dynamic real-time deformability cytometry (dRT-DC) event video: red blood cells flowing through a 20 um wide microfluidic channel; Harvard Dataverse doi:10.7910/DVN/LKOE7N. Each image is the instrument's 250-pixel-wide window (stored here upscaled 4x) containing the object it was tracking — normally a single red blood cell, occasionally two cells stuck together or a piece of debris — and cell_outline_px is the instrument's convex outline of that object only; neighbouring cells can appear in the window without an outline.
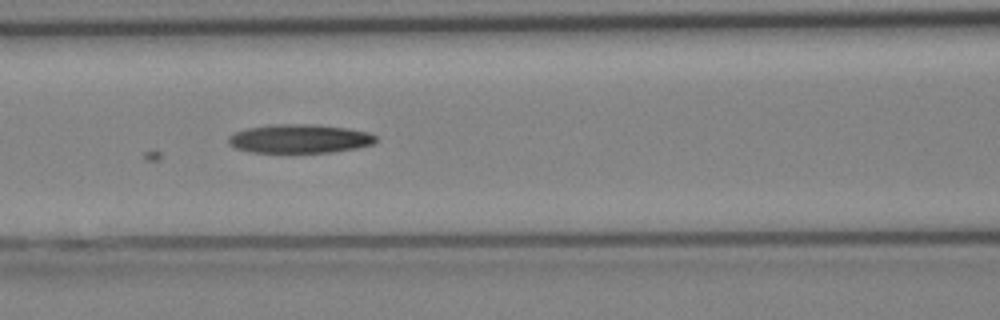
{"species": "Egyptian fruit bat (a non-hibernating species)", "species_latin": "Rousettus aegyptiacus", "temperature_condition": "cold", "stored_images_in_passage": 30, "camera_frame_rate_fps": 3000, "um_per_image_px": 0.085, "animal": {"sex": "female"}, "frame": {"image": 1, "passage_image": 11, "time_ms": 3.333, "image_size_px": [1000, 320], "cell_outline_px": [[376, 140], [372, 144], [356, 148], [332, 152], [252, 152], [236, 148], [228, 144], [228, 136], [236, 132], [248, 128], [276, 124], [312, 124], [348, 128], [368, 132], [376, 136]], "centroid_in_image_um": [25.46, 11.79], "position_along_channel_um": 141.1, "area_um2": 24.57}}
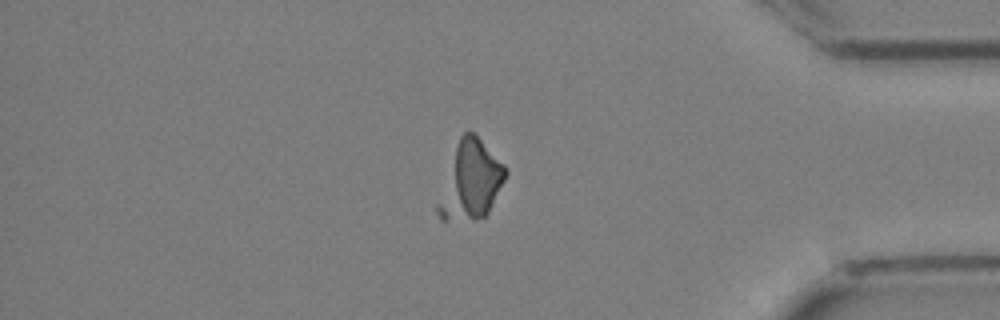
{"frame": {"image": 2, "passage_image": 25, "time_ms": 8.0, "image_size_px": [1000, 320], "cell_outline_px": [[508, 172], [488, 212], [484, 216], [476, 220], [440, 220], [436, 212], [436, 204], [460, 136], [464, 132], [472, 132], [508, 168]], "centroid_in_image_um": [39.99, 15.4], "position_along_channel_um": 395.2, "area_um2": 30.0}}
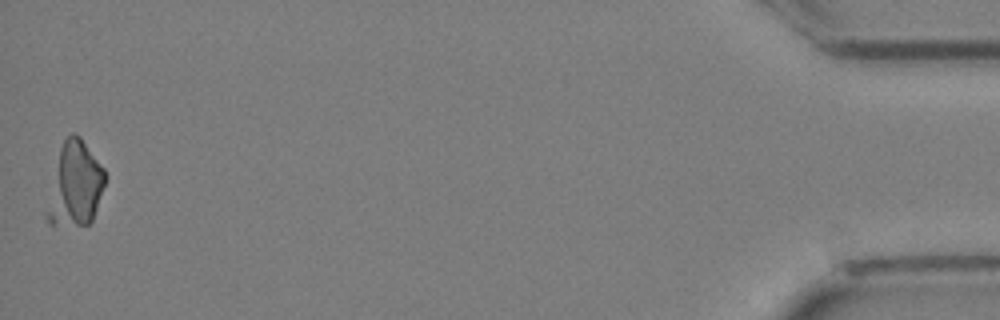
{"frame": {"image": 3, "passage_image": 30, "time_ms": 9.667, "image_size_px": [1000, 320], "cell_outline_px": [[108, 176], [92, 220], [88, 224], [48, 224], [44, 216], [44, 212], [60, 148], [64, 140], [72, 132], [80, 136], [104, 168]], "centroid_in_image_um": [6.38, 15.67], "position_along_channel_um": 428.8, "area_um2": 28.5}}